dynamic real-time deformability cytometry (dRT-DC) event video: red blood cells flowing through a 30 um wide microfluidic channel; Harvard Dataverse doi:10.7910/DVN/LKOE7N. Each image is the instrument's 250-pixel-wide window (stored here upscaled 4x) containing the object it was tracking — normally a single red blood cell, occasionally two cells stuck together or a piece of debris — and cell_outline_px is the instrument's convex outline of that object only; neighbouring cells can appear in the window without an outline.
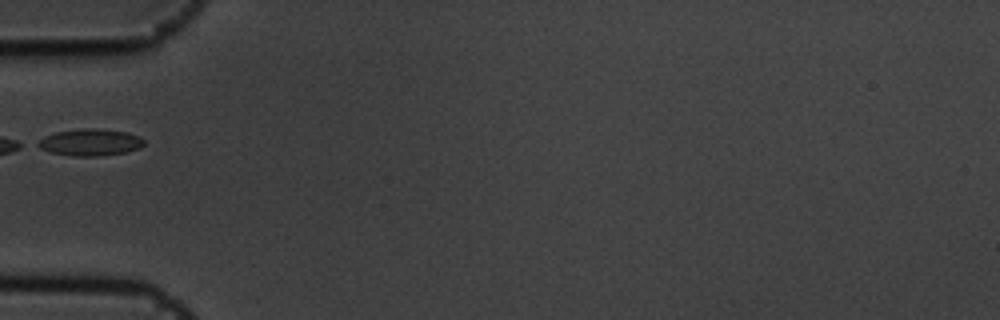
{"species": "common noctule bat (a hibernating species)", "species_latin": "Nyctalus noctula", "temperature_condition": "cold", "stored_images_in_passage": 1, "camera_frame_rate_fps": 3000, "um_per_image_px": 0.085, "animal": {"sex": "male", "body_mass_g": 19.5, "forearm_length_mm": 54.6}, "frame": {"image": 1, "passage_image": 1, "time_ms": 0.0, "image_size_px": [1000, 320], "cell_outline_px": [[144, 144], [140, 148], [124, 152], [100, 156], [72, 156], [52, 152], [40, 148], [32, 144], [44, 136], [56, 132], [84, 128], [96, 128], [128, 132], [140, 136], [144, 140]], "centroid_in_image_um": [7.65, 12.09], "position_along_channel_um": 77.4, "area_um2": 16.7}}